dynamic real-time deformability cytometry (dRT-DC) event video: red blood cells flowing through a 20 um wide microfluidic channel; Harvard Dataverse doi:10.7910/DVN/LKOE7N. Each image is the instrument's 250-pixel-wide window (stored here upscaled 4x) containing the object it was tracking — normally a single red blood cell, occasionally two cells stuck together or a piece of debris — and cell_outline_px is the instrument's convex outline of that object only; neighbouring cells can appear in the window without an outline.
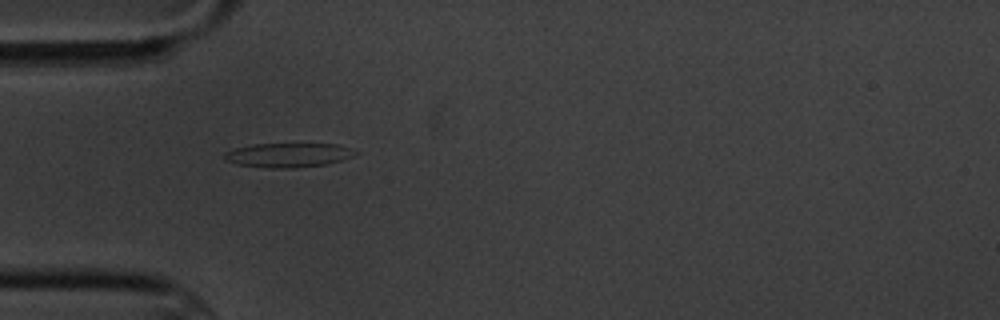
{"species": "common noctule bat (a hibernating species)", "species_latin": "Nyctalus noctula", "temperature_condition": "cold", "stored_images_in_passage": 3, "camera_frame_rate_fps": 3000, "um_per_image_px": 0.085, "animal": {"sex": "male", "body_mass_g": 20.1, "forearm_length_mm": 53.5}, "frame": {"image": 1, "passage_image": 1, "time_ms": 0.0, "image_size_px": [1000, 320], "cell_outline_px": [[360, 152], [352, 156], [340, 160], [324, 164], [292, 168], [272, 168], [236, 164], [224, 160], [224, 152], [236, 148], [252, 144], [336, 144]], "centroid_in_image_um": [24.45, 13.18], "position_along_channel_um": 60.5, "area_um2": 18.26}}
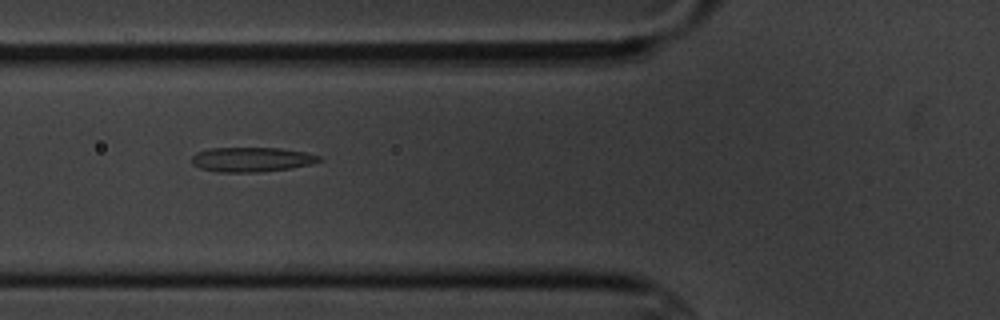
{"frame": {"image": 2, "passage_image": 2, "time_ms": 1.333, "image_size_px": [1000, 320], "cell_outline_px": [[324, 160], [308, 164], [288, 168], [260, 172], [220, 172], [200, 168], [192, 164], [192, 156], [196, 152], [208, 148], [280, 148], [304, 152], [320, 156]], "centroid_in_image_um": [21.35, 13.55], "position_along_channel_um": 104.4, "area_um2": 18.15}}
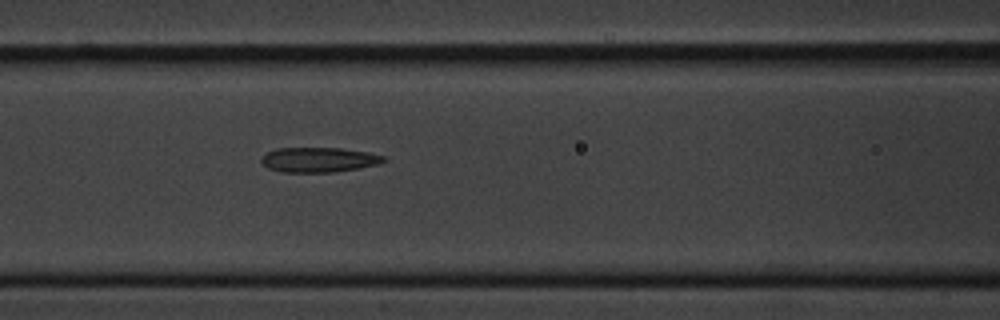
{"frame": {"image": 3, "passage_image": 3, "time_ms": 2.333, "image_size_px": [1000, 320], "cell_outline_px": [[388, 160], [376, 164], [356, 168], [332, 172], [280, 172], [268, 168], [260, 160], [268, 152], [276, 148], [340, 148], [368, 152], [384, 156]], "centroid_in_image_um": [27.09, 13.57], "position_along_channel_um": 139.5, "area_um2": 17.51}}